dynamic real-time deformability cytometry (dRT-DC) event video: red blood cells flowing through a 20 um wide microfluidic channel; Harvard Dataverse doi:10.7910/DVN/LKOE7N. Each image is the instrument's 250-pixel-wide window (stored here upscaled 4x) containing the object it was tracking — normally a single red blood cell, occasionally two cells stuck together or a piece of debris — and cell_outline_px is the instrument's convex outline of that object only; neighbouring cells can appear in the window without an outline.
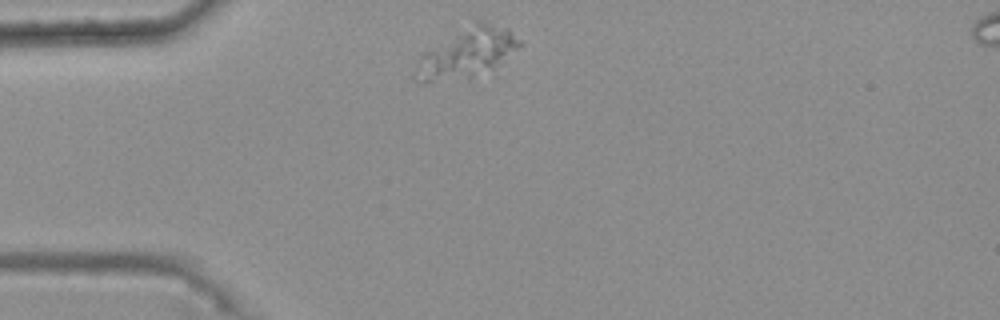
{"species": "common noctule bat (a hibernating species)", "species_latin": "Nyctalus noctula", "temperature_condition": "warm", "stored_images_in_passage": 40, "camera_frame_rate_fps": 3000, "um_per_image_px": 0.085, "animal": {"sex": "female", "body_mass_g": 25.1}, "frame": {"image": 1, "passage_image": 1, "time_ms": 0.0, "image_size_px": [1000, 320], "cell_outline_px": [[524, 44], [500, 76], [420, 84], [412, 72], [420, 52], [476, 20], [484, 20], [524, 40]], "centroid_in_image_um": [39.79, 4.63], "position_along_channel_um": 45.2, "area_um2": 33.18}}
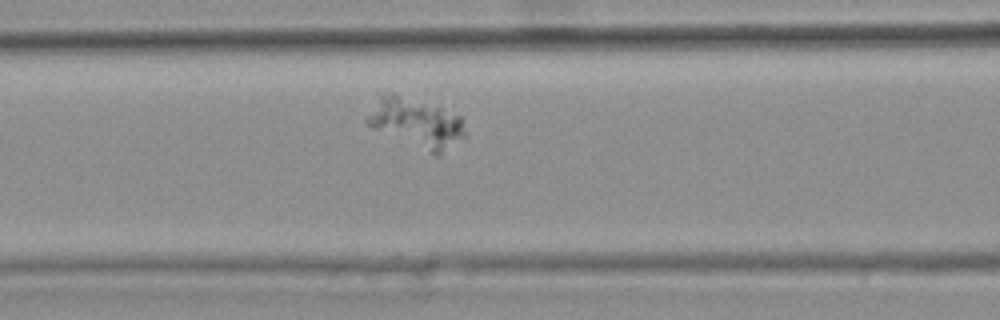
{"frame": {"image": 2, "passage_image": 10, "time_ms": 3.0, "image_size_px": [1000, 320], "cell_outline_px": [[468, 136], [440, 156], [436, 156], [364, 124], [364, 120], [376, 92], [388, 88], [440, 108], [460, 116]], "centroid_in_image_um": [35.29, 10.38], "position_along_channel_um": 131.3, "area_um2": 29.59}}
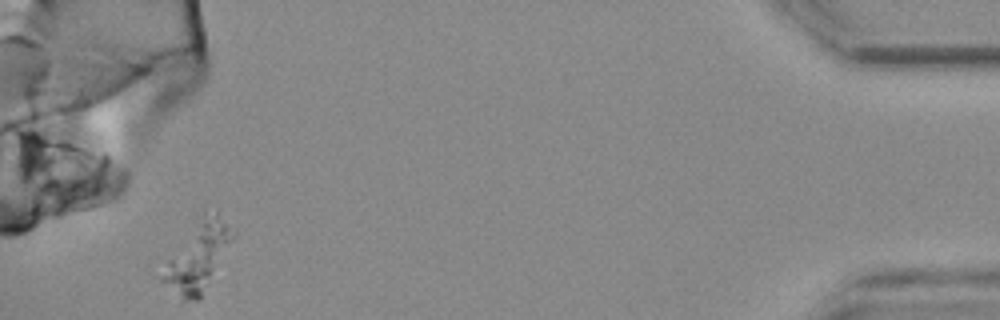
{"frame": {"image": 3, "passage_image": 40, "time_ms": 13.0, "image_size_px": [1000, 320], "cell_outline_px": [[236, 236], [200, 300], [180, 300], [160, 280], [160, 276], [168, 260], [204, 212], [216, 212], [236, 232]], "centroid_in_image_um": [16.85, 21.87], "position_along_channel_um": 418.3, "area_um2": 27.63}}